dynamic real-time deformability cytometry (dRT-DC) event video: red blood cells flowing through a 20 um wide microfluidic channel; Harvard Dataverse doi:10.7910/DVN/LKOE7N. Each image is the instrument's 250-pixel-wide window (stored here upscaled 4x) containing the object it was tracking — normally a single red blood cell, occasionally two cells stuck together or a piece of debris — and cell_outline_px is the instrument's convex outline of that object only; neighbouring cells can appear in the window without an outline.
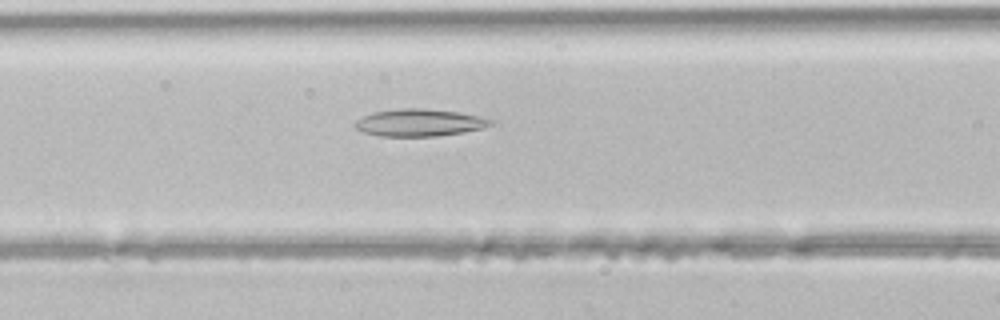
{"species": "common noctule bat (a hibernating species)", "species_latin": "Nyctalus noctula", "temperature_condition": "room temperature", "stored_images_in_passage": 32, "camera_frame_rate_fps": 3000, "um_per_image_px": 0.085, "animal": {"sex": "male", "body_mass_g": 21.5, "forearm_length_mm": 52.0}, "frame": {"image": 1, "passage_image": 5, "time_ms": 1.333, "image_size_px": [1000, 320], "cell_outline_px": [[492, 124], [484, 128], [436, 136], [380, 136], [364, 132], [356, 128], [356, 120], [372, 112], [400, 108], [424, 108], [460, 112], [480, 116], [492, 120]], "centroid_in_image_um": [35.66, 10.41], "position_along_channel_um": 130.9, "area_um2": 21.39}}
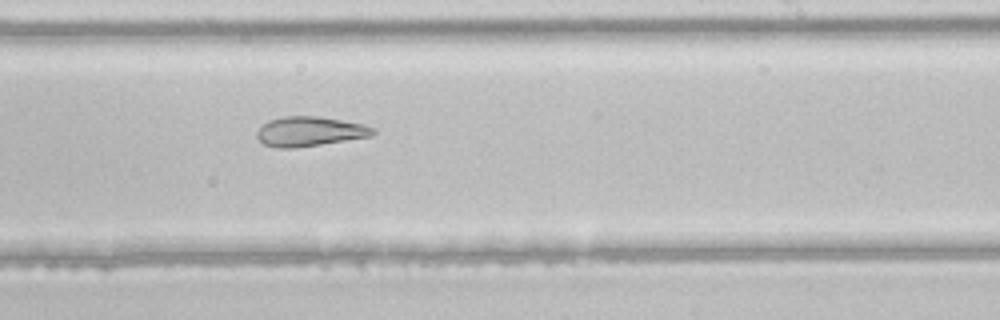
{"frame": {"image": 2, "passage_image": 14, "time_ms": 4.333, "image_size_px": [1000, 320], "cell_outline_px": [[376, 132], [372, 136], [296, 148], [276, 148], [264, 144], [256, 136], [256, 132], [268, 120], [284, 116], [320, 116], [364, 124], [376, 128]], "centroid_in_image_um": [26.35, 11.17], "position_along_channel_um": 262.7, "area_um2": 20.17}}
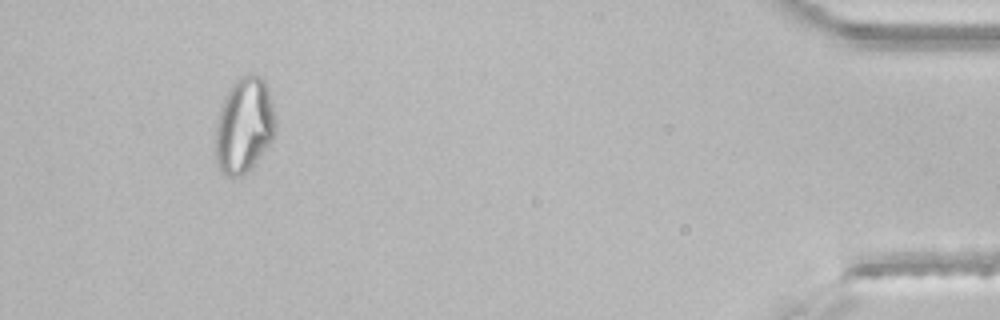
{"frame": {"image": 3, "passage_image": 29, "time_ms": 9.333, "image_size_px": [1000, 320], "cell_outline_px": [[276, 128], [272, 140], [252, 164], [240, 176], [228, 176], [220, 172], [216, 164], [216, 120], [224, 96], [228, 88], [240, 76], [248, 72], [260, 76], [264, 80], [268, 88], [276, 120]], "centroid_in_image_um": [20.73, 10.6], "position_along_channel_um": 414.5, "area_um2": 33.35}}